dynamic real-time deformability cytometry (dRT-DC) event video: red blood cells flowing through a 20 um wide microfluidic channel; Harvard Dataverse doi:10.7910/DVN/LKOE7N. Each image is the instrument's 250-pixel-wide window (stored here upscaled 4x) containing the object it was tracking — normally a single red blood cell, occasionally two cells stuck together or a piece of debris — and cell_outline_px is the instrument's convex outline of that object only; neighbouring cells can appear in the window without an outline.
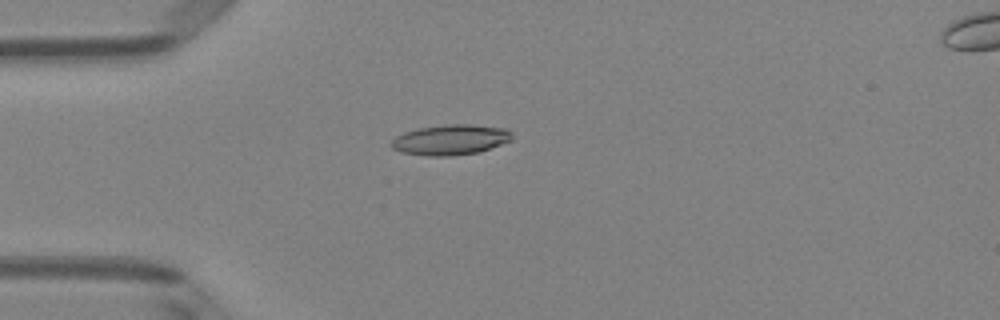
{"species": "Egyptian fruit bat (a non-hibernating species)", "species_latin": "Rousettus aegyptiacus", "temperature_condition": "room temperature", "stored_images_in_passage": 2, "camera_frame_rate_fps": 3000, "um_per_image_px": 0.085, "animal": {"sex": "female"}, "frame": {"image": 1, "passage_image": 2, "time_ms": 0.333, "image_size_px": [1000, 320], "cell_outline_px": [[512, 140], [476, 152], [448, 156], [428, 156], [400, 152], [392, 148], [388, 144], [396, 136], [404, 132], [420, 128], [448, 124], [472, 124], [508, 128], [512, 132]], "centroid_in_image_um": [38.27, 11.87], "position_along_channel_um": 46.7, "area_um2": 21.33}}